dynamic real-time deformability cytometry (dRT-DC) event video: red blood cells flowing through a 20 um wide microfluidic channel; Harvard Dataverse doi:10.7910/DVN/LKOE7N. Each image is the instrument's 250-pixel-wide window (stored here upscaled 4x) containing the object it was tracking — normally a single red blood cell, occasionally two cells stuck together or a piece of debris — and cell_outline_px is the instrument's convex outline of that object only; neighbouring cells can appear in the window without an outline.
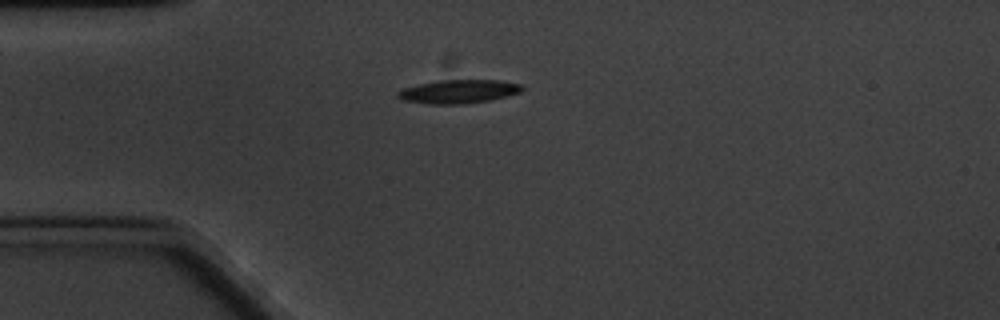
{"species": "common noctule bat (a hibernating species)", "species_latin": "Nyctalus noctula", "temperature_condition": "cold", "stored_images_in_passage": 4, "camera_frame_rate_fps": 3000, "um_per_image_px": 0.085, "animal": {"sex": "male", "body_mass_g": 20.1, "forearm_length_mm": 53.5}, "frame": {"image": 1, "passage_image": 1, "time_ms": 0.0, "image_size_px": [1000, 320], "cell_outline_px": [[524, 88], [520, 92], [508, 96], [492, 100], [464, 104], [428, 104], [400, 100], [396, 96], [396, 92], [404, 88], [420, 84], [440, 80], [496, 80], [520, 84]], "centroid_in_image_um": [38.96, 7.79], "position_along_channel_um": 46.0, "area_um2": 17.17}}